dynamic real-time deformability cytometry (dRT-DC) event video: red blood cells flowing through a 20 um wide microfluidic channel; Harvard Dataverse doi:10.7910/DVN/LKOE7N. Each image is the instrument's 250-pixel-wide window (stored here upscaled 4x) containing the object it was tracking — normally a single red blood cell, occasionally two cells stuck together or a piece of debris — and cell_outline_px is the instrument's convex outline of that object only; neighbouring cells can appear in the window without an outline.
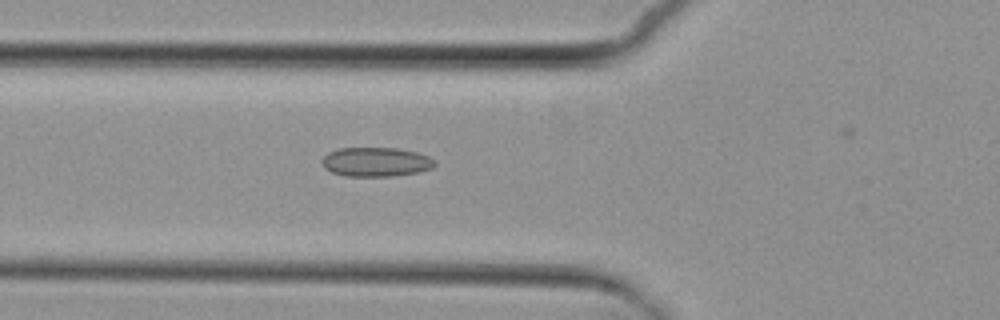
{"species": "common noctule bat (a hibernating species)", "species_latin": "Nyctalus noctula", "temperature_condition": "cold", "stored_images_in_passage": 3, "camera_frame_rate_fps": 3000, "um_per_image_px": 0.085, "animal": {"sex": "female", "body_mass_g": 29.2, "forearm_length_mm": 56.3}, "frame": {"image": 1, "passage_image": 3, "time_ms": 2.333, "image_size_px": [1000, 320], "cell_outline_px": [[436, 164], [432, 168], [420, 172], [392, 176], [344, 176], [332, 172], [324, 168], [320, 160], [328, 152], [336, 148], [396, 148], [416, 152], [428, 156], [436, 160]], "centroid_in_image_um": [31.94, 13.76], "position_along_channel_um": 93.9, "area_um2": 19.42}}